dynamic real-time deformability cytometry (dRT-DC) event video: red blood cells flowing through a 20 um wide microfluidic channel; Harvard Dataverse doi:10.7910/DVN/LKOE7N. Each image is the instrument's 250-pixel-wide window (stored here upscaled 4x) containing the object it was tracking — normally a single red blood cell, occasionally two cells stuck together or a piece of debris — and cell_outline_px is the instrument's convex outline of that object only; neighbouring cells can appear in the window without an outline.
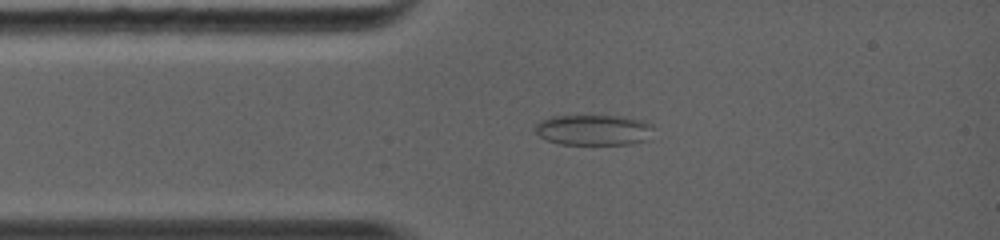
{"species": "common noctule bat (a hibernating species)", "species_latin": "Nyctalus noctula", "temperature_condition": "warm", "stored_images_in_passage": 32, "camera_frame_rate_fps": 5000, "um_per_image_px": 0.085, "animal": {"sex": "female", "body_mass_g": 19.0, "forearm_length_mm": 56.7}, "frame": {"image": 1, "passage_image": 5, "time_ms": 2.0, "image_size_px": [1000, 240], "cell_outline_px": [[652, 128], [644, 140], [628, 144], [560, 144], [548, 140], [540, 136], [536, 132], [536, 124], [540, 120], [552, 116], [624, 116], [644, 120], [652, 124]], "centroid_in_image_um": [50.43, 11.03], "position_along_channel_um": 34.6, "area_um2": 20.87}}
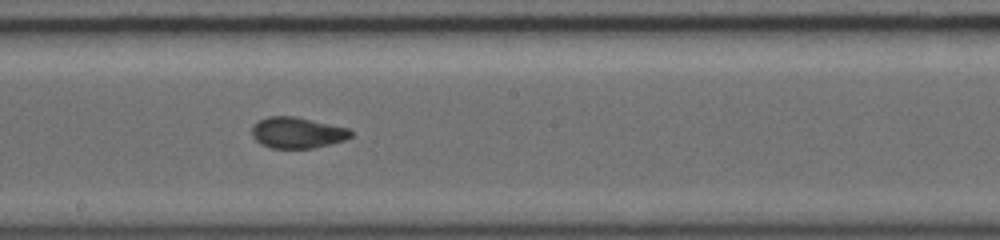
{"frame": {"image": 2, "passage_image": 17, "time_ms": 6.4, "image_size_px": [1000, 240], "cell_outline_px": [[352, 136], [344, 140], [312, 148], [272, 148], [260, 144], [252, 136], [252, 128], [260, 120], [268, 116], [296, 116], [348, 128], [352, 132]], "centroid_in_image_um": [25.26, 11.27], "position_along_channel_um": 222.9, "area_um2": 17.74}}
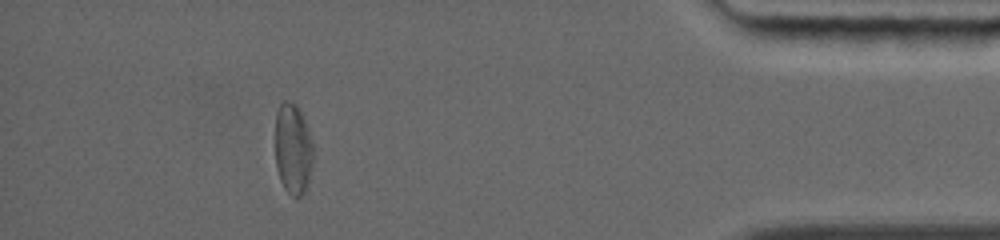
{"frame": {"image": 3, "passage_image": 28, "time_ms": 11.8, "image_size_px": [1000, 240], "cell_outline_px": [[312, 164], [308, 180], [304, 192], [300, 196], [292, 196], [284, 188], [280, 180], [276, 168], [276, 112], [280, 104], [284, 100], [288, 100], [296, 104], [300, 108], [308, 128], [312, 140]], "centroid_in_image_um": [24.9, 12.61], "position_along_channel_um": 410.3, "area_um2": 20.11}, "authors_computed_cell_mechanics": {"area_um2": 18.5249, "velocity_mm_per_s": 4.4688, "shape_relaxation_time_tau1_ms": null, "shape_relaxation_time_tau2_ms": 0.8672, "deformation_change_tau1": null, "deformation_change_tau2": 0.069}}